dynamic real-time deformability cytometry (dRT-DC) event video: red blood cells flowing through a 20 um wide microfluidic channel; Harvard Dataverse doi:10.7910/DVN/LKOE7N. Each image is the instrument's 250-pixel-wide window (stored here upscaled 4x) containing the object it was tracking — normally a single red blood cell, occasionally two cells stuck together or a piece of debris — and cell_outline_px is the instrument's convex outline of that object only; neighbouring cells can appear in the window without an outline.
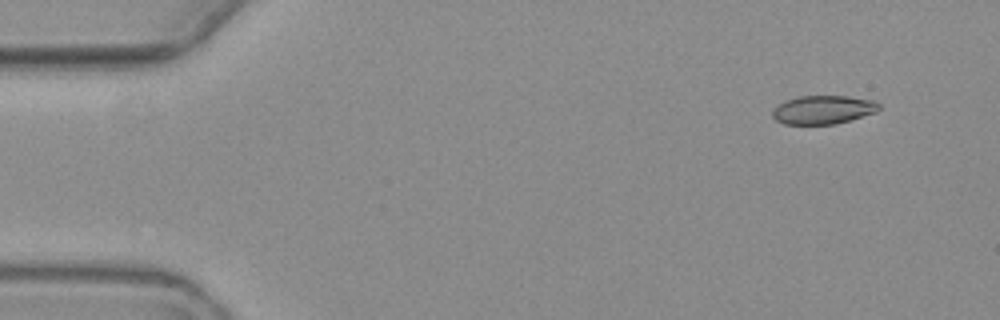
{"species": "common noctule bat (a hibernating species)", "species_latin": "Nyctalus noctula", "temperature_condition": "warm", "stored_images_in_passage": 2, "camera_frame_rate_fps": 3000, "um_per_image_px": 0.085, "animal": {"sex": "female", "body_mass_g": 19.3, "forearm_length_mm": 54.1}, "frame": {"image": 1, "passage_image": 2, "time_ms": 1.333, "image_size_px": [1000, 320], "cell_outline_px": [[880, 108], [876, 112], [836, 124], [784, 124], [776, 120], [772, 116], [772, 108], [784, 100], [800, 96], [848, 96], [872, 100], [880, 104]], "centroid_in_image_um": [69.93, 9.32], "position_along_channel_um": 15.1, "area_um2": 17.8}}